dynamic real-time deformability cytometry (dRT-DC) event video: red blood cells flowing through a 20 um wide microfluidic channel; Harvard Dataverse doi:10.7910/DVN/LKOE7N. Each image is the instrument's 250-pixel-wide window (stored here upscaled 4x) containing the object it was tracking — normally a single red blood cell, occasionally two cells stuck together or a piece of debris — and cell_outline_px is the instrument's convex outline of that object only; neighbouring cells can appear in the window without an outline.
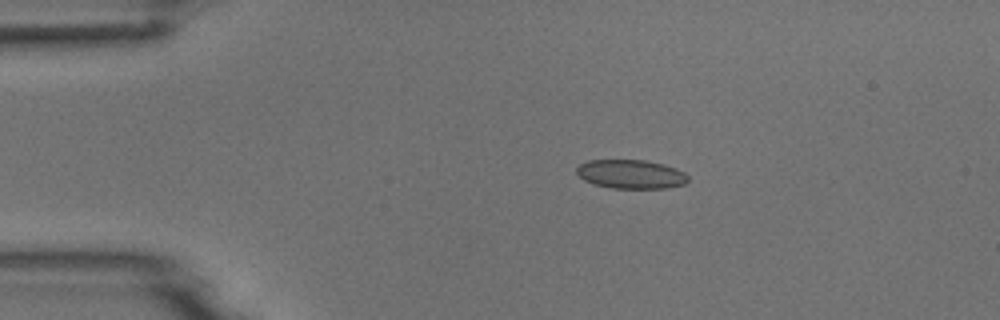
{"species": "common noctule bat (a hibernating species)", "species_latin": "Nyctalus noctula", "temperature_condition": "room temperature", "stored_images_in_passage": 3, "camera_frame_rate_fps": 3000, "um_per_image_px": 0.085, "animal": {"sex": "male", "body_mass_g": 18.8}, "frame": {"image": 1, "passage_image": 2, "time_ms": 0.333, "image_size_px": [1000, 320], "cell_outline_px": [[688, 180], [684, 184], [668, 188], [612, 188], [592, 184], [584, 180], [576, 172], [576, 168], [580, 164], [588, 160], [644, 160], [664, 164], [676, 168], [684, 172], [688, 176]], "centroid_in_image_um": [53.63, 14.8], "position_along_channel_um": 31.4, "area_um2": 18.84}}